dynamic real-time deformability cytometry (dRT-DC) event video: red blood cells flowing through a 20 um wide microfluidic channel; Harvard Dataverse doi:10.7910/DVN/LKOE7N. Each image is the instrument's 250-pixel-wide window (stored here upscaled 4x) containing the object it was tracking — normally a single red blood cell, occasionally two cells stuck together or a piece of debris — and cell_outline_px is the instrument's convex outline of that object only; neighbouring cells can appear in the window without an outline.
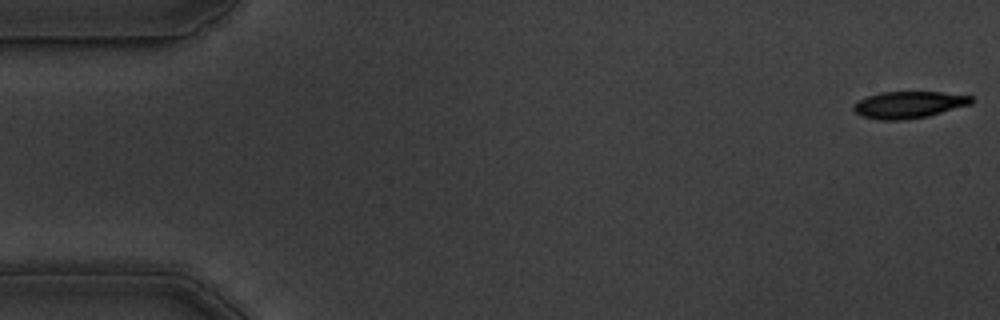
{"species": "common noctule bat (a hibernating species)", "species_latin": "Nyctalus noctula", "temperature_condition": "warm", "stored_images_in_passage": 55, "camera_frame_rate_fps": 3000, "um_per_image_px": 0.085, "animal": {"sex": "male", "body_mass_g": 19.5, "forearm_length_mm": 54.6}, "frame": {"image": 1, "passage_image": 1, "time_ms": 0.0, "image_size_px": [1000, 320], "cell_outline_px": [[972, 104], [928, 116], [904, 120], [880, 120], [864, 116], [856, 112], [852, 108], [852, 104], [868, 96], [880, 92], [940, 92], [972, 96]], "centroid_in_image_um": [77.25, 8.9], "position_along_channel_um": 7.8, "area_um2": 18.32}}
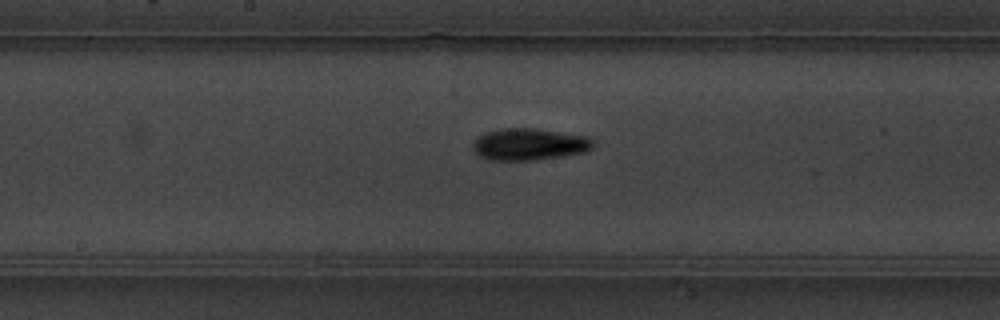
{"frame": {"image": 2, "passage_image": 28, "time_ms": 9.0, "image_size_px": [1000, 320], "cell_outline_px": [[596, 144], [592, 148], [584, 152], [536, 160], [488, 160], [480, 156], [472, 148], [472, 144], [476, 136], [500, 128], [532, 128], [588, 136], [596, 140]], "centroid_in_image_um": [44.99, 12.26], "position_along_channel_um": 203.2, "area_um2": 22.48}}
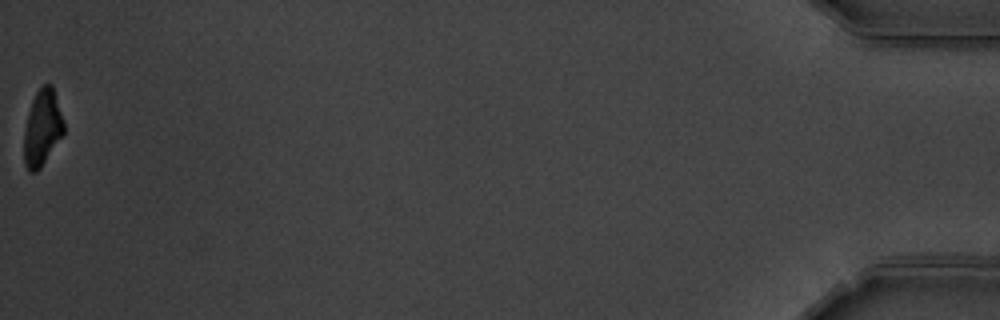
{"frame": {"image": 3, "passage_image": 55, "time_ms": 18.0, "image_size_px": [1000, 320], "cell_outline_px": [[64, 132], [40, 168], [36, 172], [28, 172], [24, 164], [24, 132], [28, 112], [32, 100], [36, 92], [44, 84], [52, 84], [64, 124]], "centroid_in_image_um": [3.57, 10.88], "position_along_channel_um": 431.6, "area_um2": 17.4}, "authors_computed_cell_mechanics": {"area_um2": 19.8254, "velocity_mm_per_s": 3.6585, "shape_relaxation_time_tau1_ms": 2.6914, "shape_relaxation_time_tau2_ms": null, "deformation_change_tau1": 0.1423, "deformation_change_tau2": null}}